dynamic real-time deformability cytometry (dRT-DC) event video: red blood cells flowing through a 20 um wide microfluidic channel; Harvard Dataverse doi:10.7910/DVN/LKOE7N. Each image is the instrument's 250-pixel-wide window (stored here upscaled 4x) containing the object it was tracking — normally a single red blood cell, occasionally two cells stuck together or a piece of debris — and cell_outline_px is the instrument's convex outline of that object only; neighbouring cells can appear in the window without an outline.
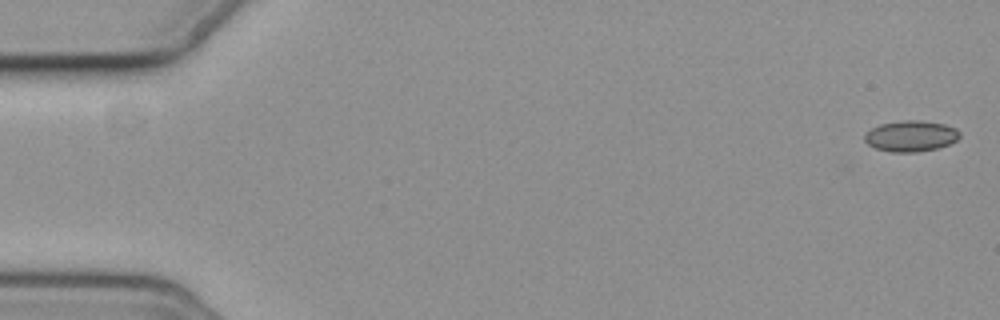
{"species": "common noctule bat (a hibernating species)", "species_latin": "Nyctalus noctula", "temperature_condition": "cold", "stored_images_in_passage": 4, "camera_frame_rate_fps": 3000, "um_per_image_px": 0.085, "animal": {"sex": "female", "body_mass_g": 19.3, "forearm_length_mm": 54.1}, "frame": {"image": 1, "passage_image": 1, "time_ms": 0.0, "image_size_px": [1000, 320], "cell_outline_px": [[960, 136], [956, 140], [948, 144], [936, 148], [916, 152], [888, 152], [876, 148], [868, 144], [864, 140], [864, 136], [872, 128], [880, 124], [904, 120], [920, 120], [944, 124], [956, 128], [960, 132]], "centroid_in_image_um": [77.42, 11.56], "position_along_channel_um": 7.6, "area_um2": 17.05}}